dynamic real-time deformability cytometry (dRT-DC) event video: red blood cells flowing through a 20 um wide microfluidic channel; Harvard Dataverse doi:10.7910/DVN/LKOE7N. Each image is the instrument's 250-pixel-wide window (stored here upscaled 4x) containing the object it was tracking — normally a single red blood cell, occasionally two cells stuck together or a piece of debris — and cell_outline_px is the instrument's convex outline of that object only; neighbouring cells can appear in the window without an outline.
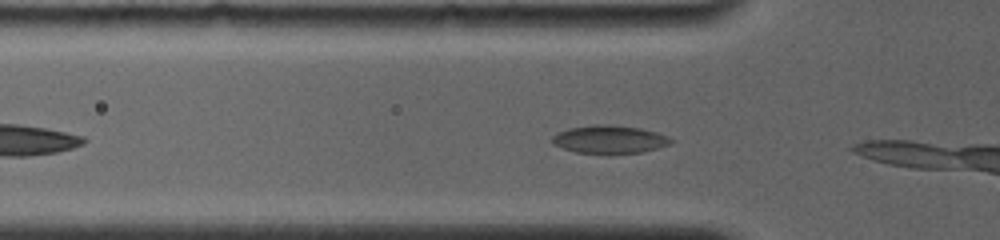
{"species": "common noctule bat (a hibernating species)", "species_latin": "Nyctalus noctula", "temperature_condition": "room temperature", "stored_images_in_passage": 6, "camera_frame_rate_fps": 4000, "um_per_image_px": 0.085, "animal": {"sex": "female", "body_mass_g": 19.0, "forearm_length_mm": 56.7}, "frame": {"image": 1, "passage_image": 3, "time_ms": 0.5, "image_size_px": [1000, 240], "cell_outline_px": [[676, 140], [672, 144], [640, 152], [608, 156], [576, 152], [552, 144], [552, 136], [568, 128], [592, 124], [608, 124], [640, 128], [656, 132], [668, 136]], "centroid_in_image_um": [51.83, 11.87], "position_along_channel_um": 74.0, "area_um2": 20.0}}